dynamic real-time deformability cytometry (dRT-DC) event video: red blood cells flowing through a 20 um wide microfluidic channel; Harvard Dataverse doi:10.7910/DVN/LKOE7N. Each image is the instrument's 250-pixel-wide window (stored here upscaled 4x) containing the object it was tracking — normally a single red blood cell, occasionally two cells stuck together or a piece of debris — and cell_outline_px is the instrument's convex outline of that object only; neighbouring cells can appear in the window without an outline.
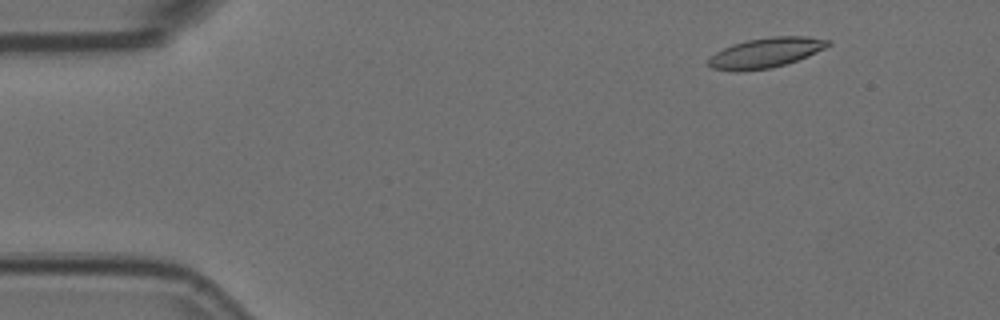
{"species": "Egyptian fruit bat (a non-hibernating species)", "species_latin": "Rousettus aegyptiacus", "temperature_condition": "room temperature", "stored_images_in_passage": 5, "segment_of_instrument_passage": [1, 2], "camera_frame_rate_fps": 3000, "um_per_image_px": 0.085, "animal": {"sex": "female"}, "frame": {"image": 1, "passage_image": 2, "time_ms": 0.333, "image_size_px": [1000, 320], "cell_outline_px": [[832, 44], [808, 56], [772, 68], [736, 72], [712, 68], [708, 64], [708, 56], [732, 44], [748, 40], [772, 36], [808, 36], [832, 40]], "centroid_in_image_um": [65.08, 4.48], "position_along_channel_um": 19.9, "area_um2": 20.98}}